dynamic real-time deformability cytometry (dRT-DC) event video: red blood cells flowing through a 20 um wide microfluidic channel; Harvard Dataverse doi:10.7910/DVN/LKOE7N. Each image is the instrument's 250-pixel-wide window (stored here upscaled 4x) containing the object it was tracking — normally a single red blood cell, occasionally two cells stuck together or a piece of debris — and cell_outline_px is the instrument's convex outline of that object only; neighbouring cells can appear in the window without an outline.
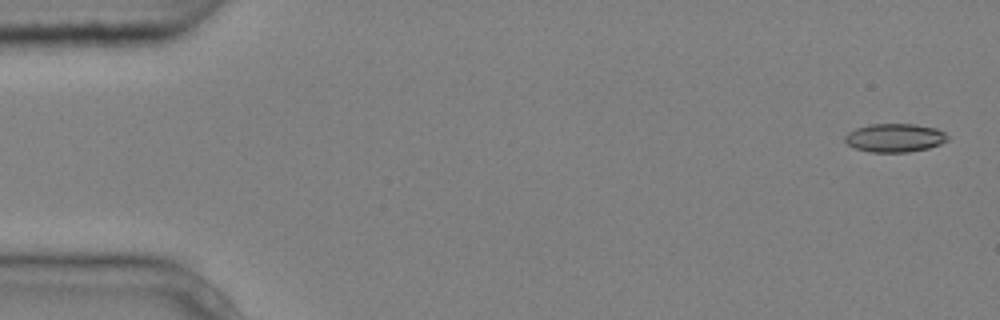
{"species": "common noctule bat (a hibernating species)", "species_latin": "Nyctalus noctula", "temperature_condition": "cold", "stored_images_in_passage": 4, "camera_frame_rate_fps": 3000, "um_per_image_px": 0.085, "animal": {"sex": "male", "body_mass_g": 20.4}, "frame": {"image": 1, "passage_image": 1, "time_ms": 0.0, "image_size_px": [1000, 320], "cell_outline_px": [[948, 140], [940, 144], [928, 148], [908, 152], [872, 152], [856, 148], [848, 144], [844, 140], [844, 136], [848, 132], [856, 128], [868, 124], [916, 124], [936, 128], [944, 132], [948, 136]], "centroid_in_image_um": [76.06, 11.7], "position_along_channel_um": 8.9, "area_um2": 17.05}}
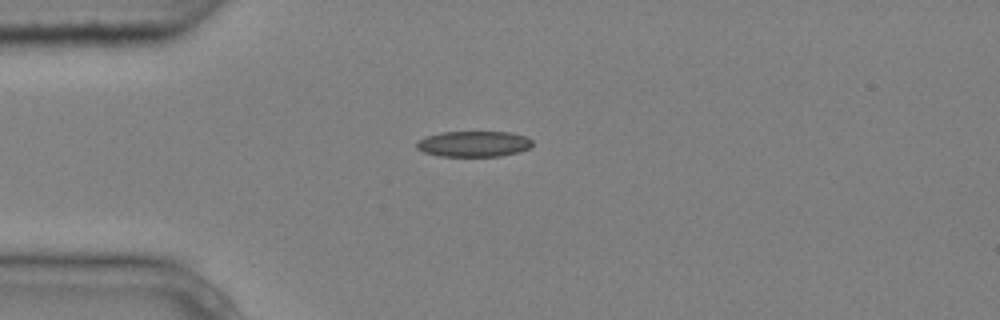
{"frame": {"image": 2, "passage_image": 4, "time_ms": 1.0, "image_size_px": [1000, 320], "cell_outline_px": [[532, 144], [528, 148], [516, 152], [500, 156], [440, 156], [424, 152], [416, 148], [416, 144], [420, 140], [428, 136], [440, 132], [512, 132], [524, 136], [532, 140]], "centroid_in_image_um": [40.26, 12.23], "position_along_channel_um": 44.7, "area_um2": 17.17}}